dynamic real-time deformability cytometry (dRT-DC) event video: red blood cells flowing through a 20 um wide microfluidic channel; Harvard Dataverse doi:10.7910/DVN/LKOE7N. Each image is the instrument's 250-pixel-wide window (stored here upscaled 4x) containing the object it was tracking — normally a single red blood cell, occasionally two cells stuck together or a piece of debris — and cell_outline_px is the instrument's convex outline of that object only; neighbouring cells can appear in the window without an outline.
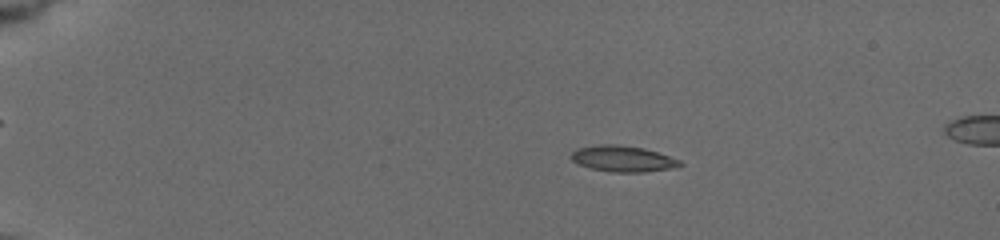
{"species": "common noctule bat (a hibernating species)", "species_latin": "Nyctalus noctula", "temperature_condition": "cold", "stored_images_in_passage": 28, "camera_frame_rate_fps": 3000, "um_per_image_px": 0.085, "animal": {"sex": "female", "body_mass_g": 19.5, "forearm_length_mm": 54.1}, "frame": {"image": 1, "passage_image": 17, "time_ms": 4.0, "image_size_px": [1000, 240], "cell_outline_px": [[684, 164], [672, 168], [644, 172], [612, 172], [592, 168], [580, 164], [572, 160], [568, 156], [576, 148], [600, 144], [616, 144], [644, 148], [680, 160]], "centroid_in_image_um": [52.91, 13.48], "position_along_channel_um": 32.1, "area_um2": 16.42}}